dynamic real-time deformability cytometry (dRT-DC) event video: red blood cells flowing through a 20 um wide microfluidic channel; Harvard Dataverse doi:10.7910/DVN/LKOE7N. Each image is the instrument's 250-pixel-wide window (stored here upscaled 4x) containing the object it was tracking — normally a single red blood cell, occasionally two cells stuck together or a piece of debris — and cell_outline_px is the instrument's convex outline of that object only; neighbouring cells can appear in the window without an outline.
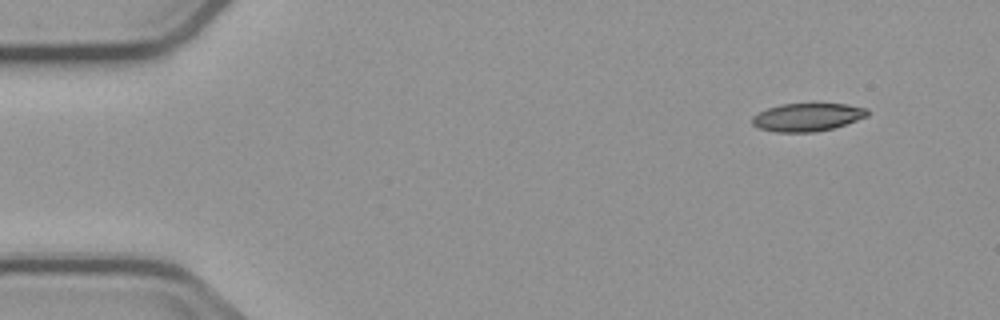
{"species": "common noctule bat (a hibernating species)", "species_latin": "Nyctalus noctula", "temperature_condition": "cold", "stored_images_in_passage": 4, "camera_frame_rate_fps": 3000, "um_per_image_px": 0.085, "animal": {"sex": "male", "body_mass_g": 23.1, "forearm_length_mm": 52.7}, "frame": {"image": 1, "passage_image": 1, "time_ms": 0.0, "image_size_px": [1000, 320], "cell_outline_px": [[868, 116], [832, 128], [816, 132], [776, 132], [760, 128], [752, 124], [752, 116], [768, 108], [780, 104], [848, 104], [868, 108]], "centroid_in_image_um": [68.63, 9.95], "position_along_channel_um": 16.4, "area_um2": 18.67}}